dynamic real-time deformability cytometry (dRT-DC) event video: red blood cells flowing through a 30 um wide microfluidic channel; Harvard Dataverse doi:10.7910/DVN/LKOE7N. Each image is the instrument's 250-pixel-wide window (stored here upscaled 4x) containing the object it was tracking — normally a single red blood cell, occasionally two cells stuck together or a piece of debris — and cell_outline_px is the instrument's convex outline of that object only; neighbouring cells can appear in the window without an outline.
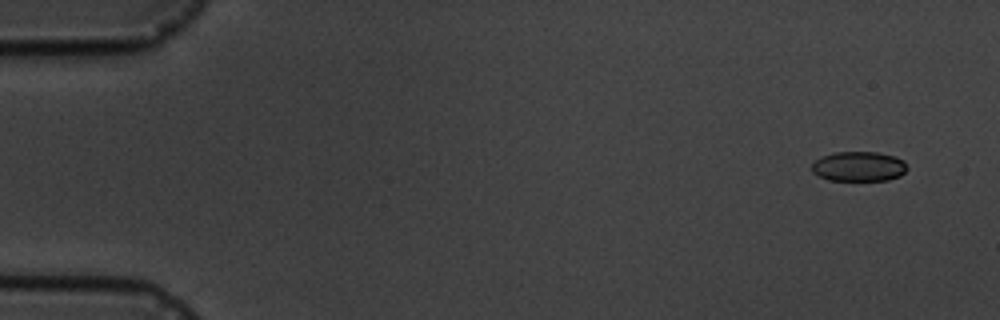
{"species": "common noctule bat (a hibernating species)", "species_latin": "Nyctalus noctula", "temperature_condition": "cold", "stored_images_in_passage": 5, "camera_frame_rate_fps": 3000, "um_per_image_px": 0.085, "animal": {"sex": "male", "body_mass_g": 19.5, "forearm_length_mm": 54.6}, "frame": {"image": 1, "passage_image": 1, "time_ms": 0.0, "image_size_px": [1000, 320], "cell_outline_px": [[908, 168], [900, 176], [888, 180], [828, 180], [812, 172], [812, 164], [820, 156], [836, 152], [876, 152], [892, 156], [904, 160], [908, 164]], "centroid_in_image_um": [73.01, 14.14], "position_along_channel_um": 12.0, "area_um2": 16.59}}
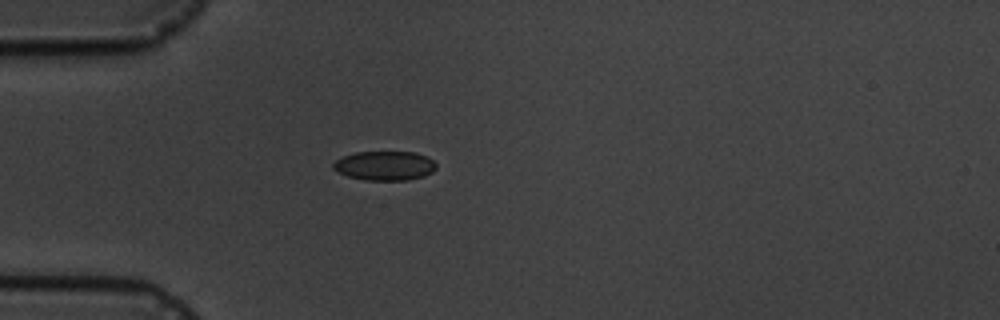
{"frame": {"image": 2, "passage_image": 5, "time_ms": 4.333, "image_size_px": [1000, 320], "cell_outline_px": [[436, 168], [432, 172], [424, 176], [408, 180], [364, 180], [348, 176], [336, 172], [332, 168], [332, 164], [336, 160], [344, 156], [356, 152], [416, 152], [432, 160], [436, 164]], "centroid_in_image_um": [32.68, 14.09], "position_along_channel_um": 52.3, "area_um2": 17.57}}